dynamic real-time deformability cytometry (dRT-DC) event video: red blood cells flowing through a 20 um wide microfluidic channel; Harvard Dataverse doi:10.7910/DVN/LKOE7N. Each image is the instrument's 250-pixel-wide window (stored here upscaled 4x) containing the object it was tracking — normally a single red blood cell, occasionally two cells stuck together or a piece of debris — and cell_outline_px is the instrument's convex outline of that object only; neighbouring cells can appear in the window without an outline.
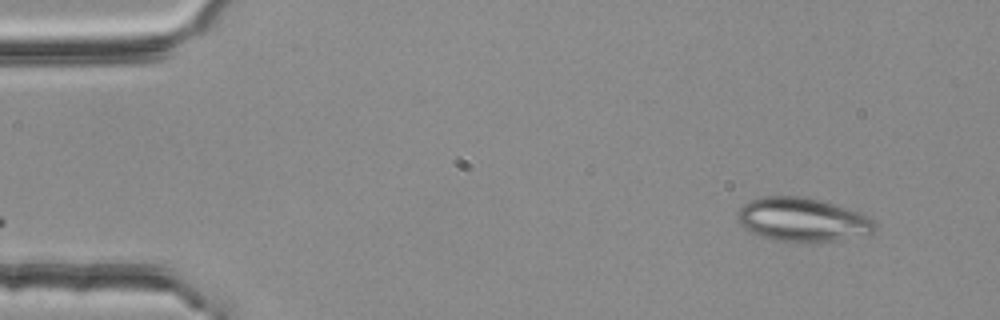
{"species": "common noctule bat (a hibernating species)", "species_latin": "Nyctalus noctula", "temperature_condition": "room temperature", "stored_images_in_passage": 50, "camera_frame_rate_fps": 3000, "um_per_image_px": 0.085, "animal": {"sex": "female", "body_mass_g": 25.1}, "frame": {"image": 1, "passage_image": 1, "time_ms": 0.0, "image_size_px": [1000, 320], "cell_outline_px": [[876, 232], [868, 236], [836, 240], [780, 240], [764, 236], [752, 232], [740, 224], [740, 208], [744, 204], [752, 200], [764, 196], [804, 196], [820, 200], [868, 216], [876, 224]], "centroid_in_image_um": [68.28, 18.65], "position_along_channel_um": 16.7, "area_um2": 34.04}}
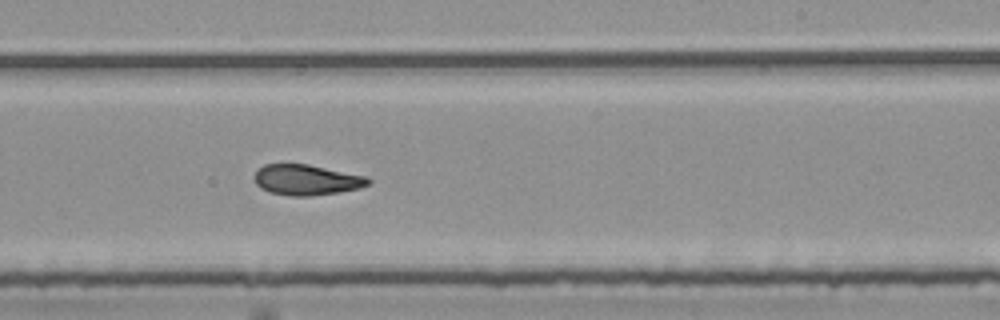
{"frame": {"image": 2, "passage_image": 29, "time_ms": 9.333, "image_size_px": [1000, 320], "cell_outline_px": [[372, 184], [360, 188], [340, 192], [312, 196], [292, 196], [268, 192], [260, 188], [252, 180], [256, 172], [264, 164], [308, 164], [368, 176], [372, 180]], "centroid_in_image_um": [26.09, 15.29], "position_along_channel_um": 262.9, "area_um2": 20.63}}
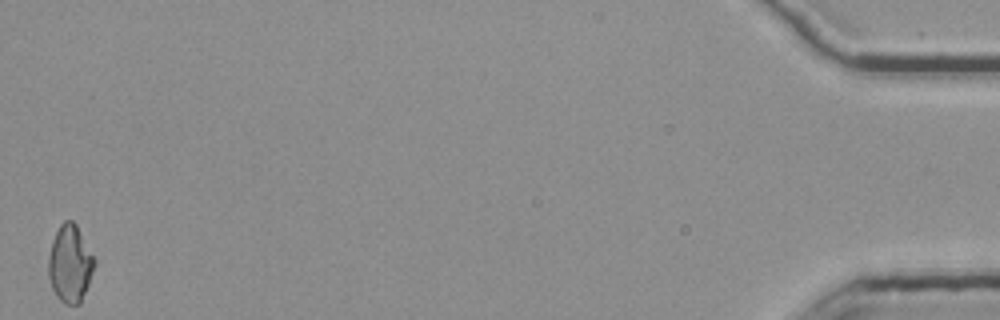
{"frame": {"image": 3, "passage_image": 50, "time_ms": 16.333, "image_size_px": [1000, 320], "cell_outline_px": [[96, 264], [80, 304], [64, 304], [56, 296], [52, 288], [48, 276], [48, 256], [52, 240], [60, 224], [64, 220], [72, 220], [76, 224], [96, 260]], "centroid_in_image_um": [5.95, 22.41], "position_along_channel_um": 429.3, "area_um2": 20.81}, "authors_computed_cell_mechanics": {"area_um2": 20.808, "velocity_mm_per_s": 3.7771, "shape_relaxation_time_tau1_ms": null, "shape_relaxation_time_tau2_ms": 4.1486, "deformation_change_tau1": null, "deformation_change_tau2": 0.1067}}